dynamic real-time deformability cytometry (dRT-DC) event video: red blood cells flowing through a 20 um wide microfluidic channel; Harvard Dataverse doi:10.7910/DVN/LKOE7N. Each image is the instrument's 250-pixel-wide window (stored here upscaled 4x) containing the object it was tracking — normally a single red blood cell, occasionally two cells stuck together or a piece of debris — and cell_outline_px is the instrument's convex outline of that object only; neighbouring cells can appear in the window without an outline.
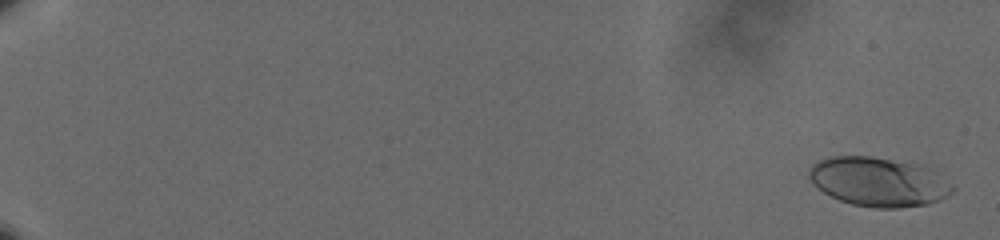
{"species": "human", "species_latin": "Homo sapiens", "temperature_condition": "cold", "stored_images_in_passage": 61, "camera_frame_rate_fps": 3000, "um_per_image_px": 0.085, "donor": {"sex": "male"}, "frame": {"image": 1, "passage_image": 2, "time_ms": 0.333, "image_size_px": [1000, 240], "cell_outline_px": [[956, 188], [948, 196], [940, 200], [928, 204], [900, 208], [876, 208], [852, 204], [840, 200], [824, 192], [812, 184], [808, 176], [808, 168], [812, 164], [828, 156], [872, 156], [916, 164], [932, 168]], "centroid_in_image_um": [74.68, 15.45], "position_along_channel_um": 10.3, "area_um2": 41.38}}
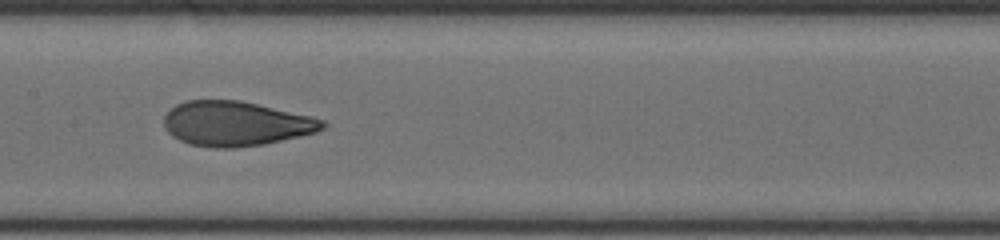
{"frame": {"image": 2, "passage_image": 35, "time_ms": 11.333, "image_size_px": [1000, 240], "cell_outline_px": [[328, 124], [324, 128], [316, 132], [264, 144], [236, 148], [216, 148], [188, 144], [172, 136], [164, 128], [164, 116], [176, 104], [184, 100], [240, 100], [308, 116], [324, 120]], "centroid_in_image_um": [20.0, 10.51], "position_along_channel_um": 187.4, "area_um2": 41.15}}
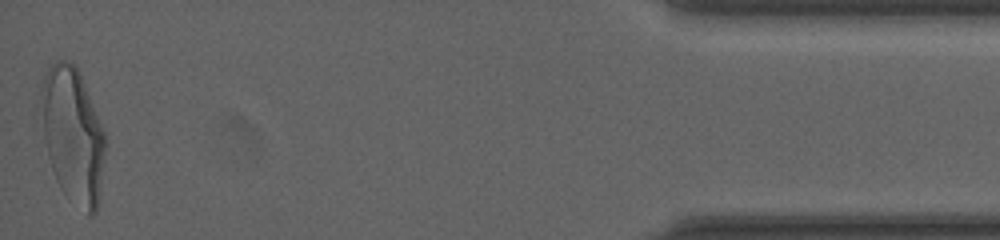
{"frame": {"image": 3, "passage_image": 61, "time_ms": 20.0, "image_size_px": [1000, 240], "cell_outline_px": [[104, 160], [100, 200], [96, 212], [92, 216], [88, 216], [60, 188], [56, 180], [48, 156], [36, 108], [44, 76], [48, 68], [56, 60], [68, 60], [76, 64], [80, 72], [104, 132]], "centroid_in_image_um": [6.14, 11.45], "position_along_channel_um": 429.1, "area_um2": 51.38}, "authors_computed_cell_mechanics": {"area_um2": 40.9224, "velocity_mm_per_s": 3.5946, "shape_relaxation_time_tau1_ms": 4.8285, "shape_relaxation_time_tau2_ms": 0.9415, "deformation_change_tau1": 0.1855, "deformation_change_tau2": 0.0743}}